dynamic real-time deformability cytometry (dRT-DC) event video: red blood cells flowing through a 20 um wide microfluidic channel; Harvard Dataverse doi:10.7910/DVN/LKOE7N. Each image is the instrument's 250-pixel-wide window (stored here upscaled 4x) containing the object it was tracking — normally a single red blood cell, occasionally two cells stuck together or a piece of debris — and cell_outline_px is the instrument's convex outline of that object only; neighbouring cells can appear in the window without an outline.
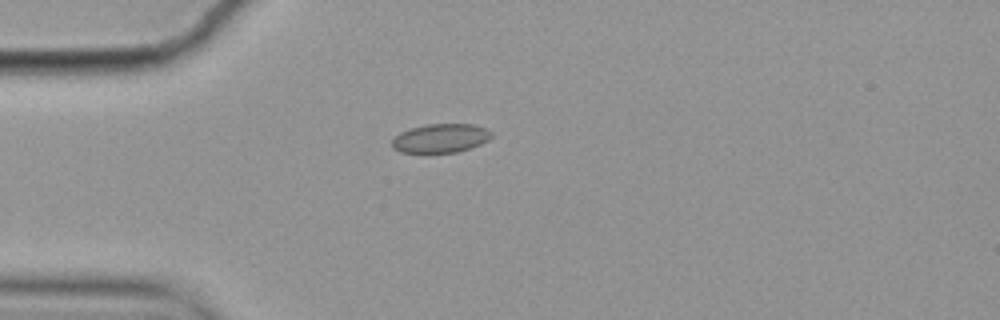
{"species": "common noctule bat (a hibernating species)", "species_latin": "Nyctalus noctula", "temperature_condition": "cold", "stored_images_in_passage": 4, "camera_frame_rate_fps": 3000, "um_per_image_px": 0.085, "animal": {"sex": "female", "body_mass_g": 19.9}, "frame": {"image": 1, "passage_image": 1, "time_ms": 0.0, "image_size_px": [1000, 320], "cell_outline_px": [[492, 136], [488, 140], [480, 144], [456, 152], [400, 152], [392, 148], [392, 140], [400, 132], [412, 128], [428, 124], [472, 124], [488, 128], [492, 132]], "centroid_in_image_um": [37.47, 11.74], "position_along_channel_um": 47.5, "area_um2": 16.59}}